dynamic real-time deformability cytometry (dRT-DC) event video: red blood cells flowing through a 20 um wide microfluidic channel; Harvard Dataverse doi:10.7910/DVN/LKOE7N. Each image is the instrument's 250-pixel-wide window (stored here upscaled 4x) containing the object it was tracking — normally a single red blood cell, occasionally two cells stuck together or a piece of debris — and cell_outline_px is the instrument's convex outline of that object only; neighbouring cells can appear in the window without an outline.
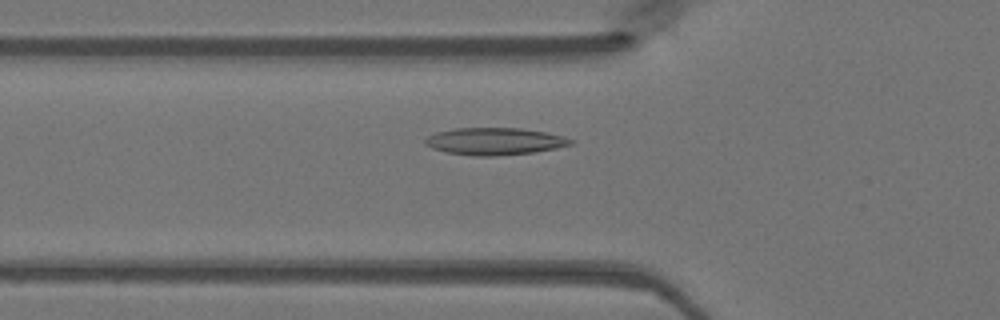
{"species": "Egyptian fruit bat (a non-hibernating species)", "species_latin": "Rousettus aegyptiacus", "temperature_condition": "warm", "stored_images_in_passage": 47, "camera_frame_rate_fps": 3000, "um_per_image_px": 0.085, "animal": {"sex": "female"}, "frame": {"image": 1, "passage_image": 17, "time_ms": 5.333, "image_size_px": [1000, 320], "cell_outline_px": [[576, 140], [572, 144], [556, 148], [536, 152], [496, 156], [476, 156], [448, 152], [432, 148], [424, 144], [424, 140], [428, 136], [436, 132], [456, 128], [520, 128], [548, 132], [564, 136]], "centroid_in_image_um": [42.09, 12.01], "position_along_channel_um": 83.7, "area_um2": 23.18}}
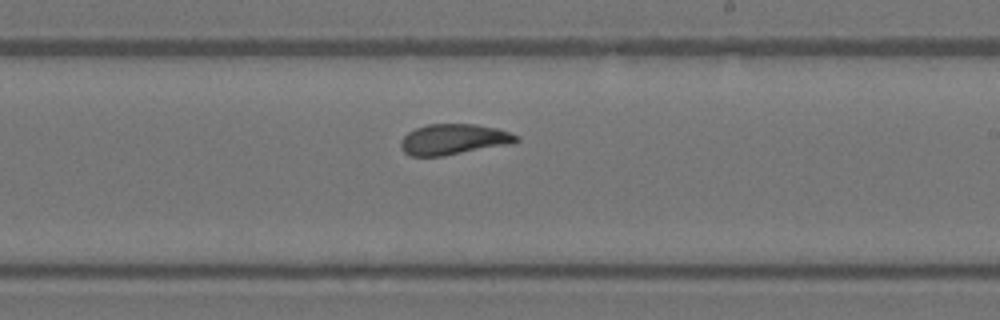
{"frame": {"image": 2, "passage_image": 29, "time_ms": 9.333, "image_size_px": [1000, 320], "cell_outline_px": [[520, 140], [512, 144], [444, 156], [408, 156], [400, 148], [400, 140], [408, 132], [416, 128], [428, 124], [476, 124], [496, 128], [520, 136]], "centroid_in_image_um": [38.56, 11.85], "position_along_channel_um": 250.4, "area_um2": 20.87}}
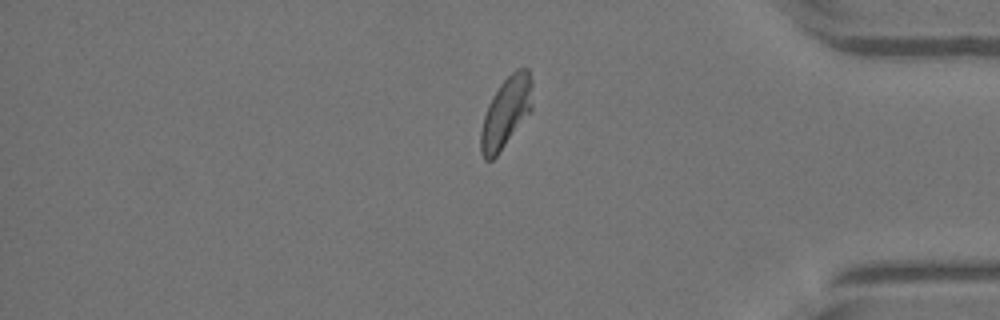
{"frame": {"image": 3, "passage_image": 41, "time_ms": 13.333, "image_size_px": [1000, 320], "cell_outline_px": [[532, 112], [496, 156], [492, 160], [484, 160], [480, 152], [480, 132], [484, 116], [488, 104], [492, 96], [500, 84], [516, 68], [528, 68], [532, 80]], "centroid_in_image_um": [43.02, 9.56], "position_along_channel_um": 392.2, "area_um2": 21.5}}